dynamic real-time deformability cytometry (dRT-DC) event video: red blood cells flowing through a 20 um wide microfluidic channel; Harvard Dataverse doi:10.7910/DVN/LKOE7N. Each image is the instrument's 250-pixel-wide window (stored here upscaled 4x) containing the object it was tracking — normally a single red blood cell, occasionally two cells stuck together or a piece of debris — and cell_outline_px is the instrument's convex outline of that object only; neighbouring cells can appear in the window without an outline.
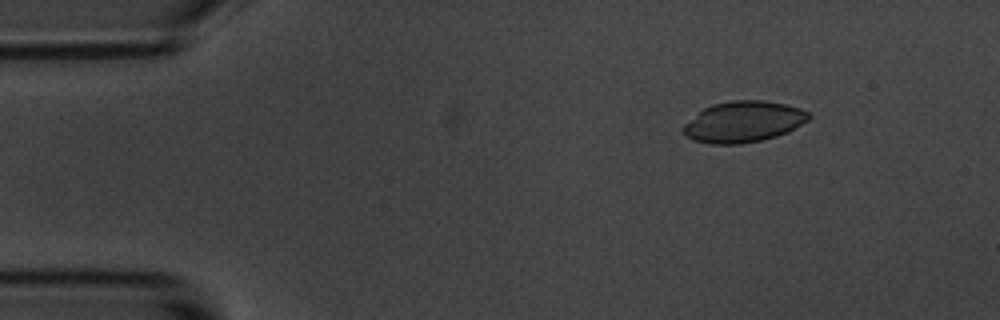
{"species": "common noctule bat (a hibernating species)", "species_latin": "Nyctalus noctula", "temperature_condition": "room temperature", "stored_images_in_passage": 5, "segment_of_instrument_passage": [2, 2], "camera_frame_rate_fps": 3000, "um_per_image_px": 0.085, "animal": {"sex": "male", "body_mass_g": 20.1, "forearm_length_mm": 53.5}, "frame": {"image": 1, "passage_image": 5, "time_ms": 4.667, "image_size_px": [1000, 320], "cell_outline_px": [[812, 116], [808, 120], [788, 132], [776, 136], [760, 140], [740, 144], [708, 144], [696, 140], [680, 132], [680, 128], [684, 124], [704, 108], [712, 104], [732, 100], [760, 100], [784, 104], [800, 108], [808, 112]], "centroid_in_image_um": [63.18, 10.35], "position_along_channel_um": 21.8, "area_um2": 29.94}}